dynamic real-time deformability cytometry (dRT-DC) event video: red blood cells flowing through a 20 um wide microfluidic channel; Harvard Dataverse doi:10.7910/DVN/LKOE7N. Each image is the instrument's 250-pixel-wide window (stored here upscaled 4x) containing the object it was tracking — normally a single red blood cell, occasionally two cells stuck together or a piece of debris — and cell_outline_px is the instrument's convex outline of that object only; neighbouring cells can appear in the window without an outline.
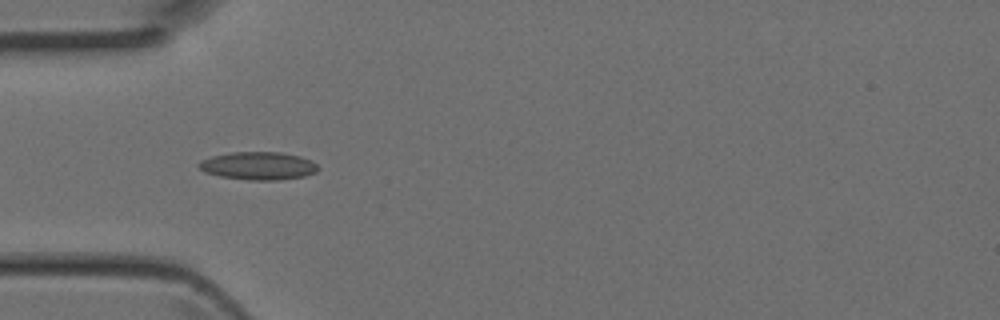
{"species": "Egyptian fruit bat (a non-hibernating species)", "species_latin": "Rousettus aegyptiacus", "temperature_condition": "room temperature", "stored_images_in_passage": 5, "camera_frame_rate_fps": 3000, "um_per_image_px": 0.085, "animal": {"sex": "female"}, "frame": {"image": 1, "passage_image": 5, "time_ms": 1.333, "image_size_px": [1000, 320], "cell_outline_px": [[320, 168], [316, 172], [304, 176], [280, 180], [248, 180], [220, 176], [204, 172], [196, 164], [200, 160], [212, 156], [232, 152], [280, 152], [300, 156], [312, 160]], "centroid_in_image_um": [21.96, 14.09], "position_along_channel_um": 63.0, "area_um2": 19.54}}